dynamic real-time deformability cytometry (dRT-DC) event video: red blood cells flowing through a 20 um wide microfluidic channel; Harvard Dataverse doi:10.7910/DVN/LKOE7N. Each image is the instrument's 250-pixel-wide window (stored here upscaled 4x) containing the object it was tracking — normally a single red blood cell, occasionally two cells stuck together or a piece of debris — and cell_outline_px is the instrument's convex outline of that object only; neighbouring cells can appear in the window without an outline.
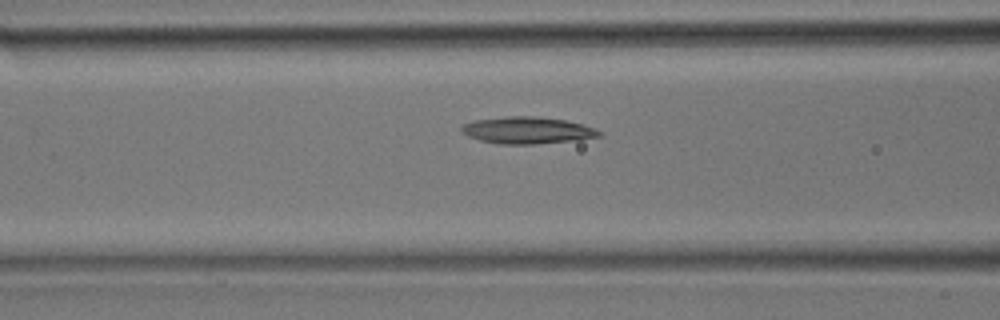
{"species": "common noctule bat (a hibernating species)", "species_latin": "Nyctalus noctula", "temperature_condition": "room temperature", "stored_images_in_passage": 5, "camera_frame_rate_fps": 3000, "um_per_image_px": 0.085, "animal": {"sex": "male", "body_mass_g": 17.9}, "frame": {"image": 1, "passage_image": 5, "time_ms": 1.333, "image_size_px": [1000, 320], "cell_outline_px": [[604, 136], [580, 140], [536, 144], [496, 144], [480, 140], [468, 136], [460, 128], [460, 124], [476, 120], [508, 116], [532, 116], [564, 120], [584, 124], [604, 132]], "centroid_in_image_um": [44.88, 11.08], "position_along_channel_um": 121.7, "area_um2": 21.79}}